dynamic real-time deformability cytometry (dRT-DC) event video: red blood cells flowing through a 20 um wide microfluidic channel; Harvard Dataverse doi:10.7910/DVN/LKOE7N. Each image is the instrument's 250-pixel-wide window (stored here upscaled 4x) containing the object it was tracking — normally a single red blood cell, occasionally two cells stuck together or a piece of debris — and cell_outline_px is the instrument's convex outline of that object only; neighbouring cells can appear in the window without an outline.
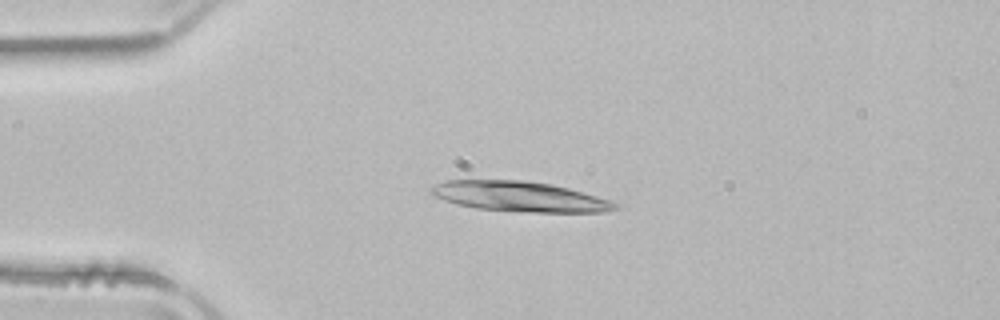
{"species": "common noctule bat (a hibernating species)", "species_latin": "Nyctalus noctula", "temperature_condition": "room temperature", "stored_images_in_passage": 40, "camera_frame_rate_fps": 3000, "um_per_image_px": 0.085, "animal": {"sex": "male", "body_mass_g": 21.5, "forearm_length_mm": 52.0}, "frame": {"image": 1, "passage_image": 1, "time_ms": 0.0, "image_size_px": [1000, 320], "cell_outline_px": [[620, 208], [608, 212], [520, 212], [476, 208], [456, 204], [444, 200], [428, 192], [428, 188], [444, 180], [524, 180], [552, 184], [568, 188], [612, 200], [620, 204]], "centroid_in_image_um": [44.2, 16.71], "position_along_channel_um": 40.8, "area_um2": 32.71}}